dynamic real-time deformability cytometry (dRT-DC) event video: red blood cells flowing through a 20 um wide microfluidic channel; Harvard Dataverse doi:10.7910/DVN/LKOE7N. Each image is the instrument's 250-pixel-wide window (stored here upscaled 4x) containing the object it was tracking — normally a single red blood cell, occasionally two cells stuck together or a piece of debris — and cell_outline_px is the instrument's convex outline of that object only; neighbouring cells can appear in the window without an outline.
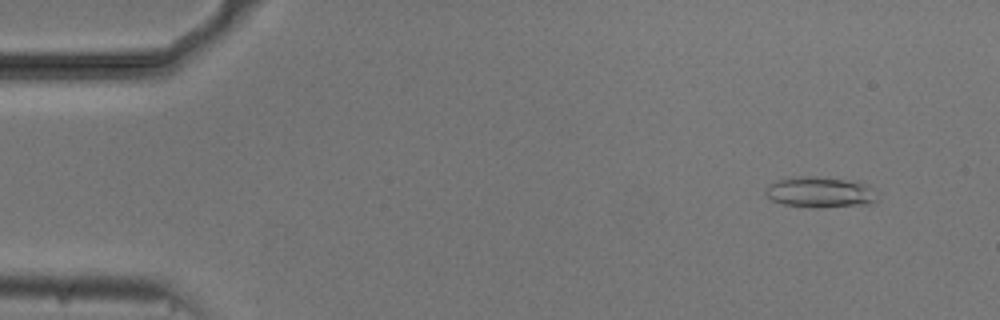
{"species": "common noctule bat (a hibernating species)", "species_latin": "Nyctalus noctula", "temperature_condition": "cold", "stored_images_in_passage": 54, "camera_frame_rate_fps": 3000, "um_per_image_px": 0.085, "animal": {"sex": "male", "body_mass_g": 20.5, "forearm_length_mm": 52.5}, "frame": {"image": 1, "passage_image": 5, "time_ms": 1.333, "image_size_px": [1000, 320], "cell_outline_px": [[880, 200], [872, 204], [816, 208], [780, 204], [772, 200], [764, 192], [764, 188], [768, 184], [776, 180], [800, 176], [816, 176], [856, 180], [868, 184]], "centroid_in_image_um": [69.73, 16.33], "position_along_channel_um": 15.3, "area_um2": 20.63}}
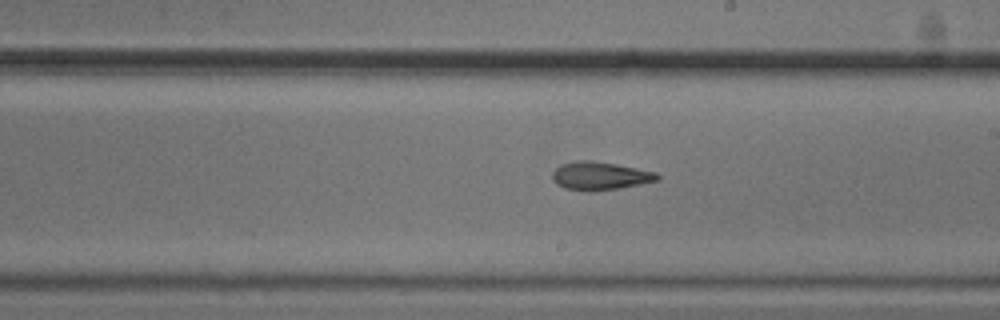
{"frame": {"image": 2, "passage_image": 31, "time_ms": 10.0, "image_size_px": [1000, 320], "cell_outline_px": [[660, 180], [620, 188], [596, 192], [584, 192], [564, 188], [556, 184], [552, 176], [552, 172], [560, 164], [576, 160], [592, 160], [616, 164], [656, 172], [660, 176]], "centroid_in_image_um": [50.98, 14.96], "position_along_channel_um": 238.0, "area_um2": 17.57}}
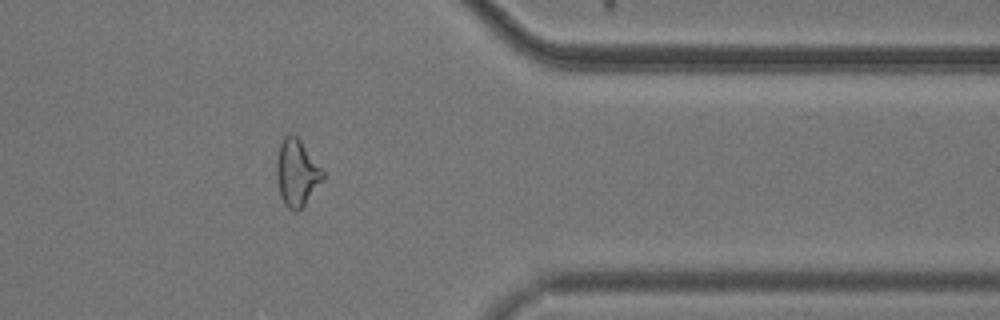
{"frame": {"image": 3, "passage_image": 44, "time_ms": 14.333, "image_size_px": [1000, 320], "cell_outline_px": [[324, 180], [304, 204], [296, 212], [288, 208], [284, 204], [280, 196], [276, 180], [276, 160], [280, 144], [284, 136], [288, 132], [292, 132], [300, 140], [324, 172]], "centroid_in_image_um": [25.2, 14.68], "position_along_channel_um": 386.2, "area_um2": 18.03}}